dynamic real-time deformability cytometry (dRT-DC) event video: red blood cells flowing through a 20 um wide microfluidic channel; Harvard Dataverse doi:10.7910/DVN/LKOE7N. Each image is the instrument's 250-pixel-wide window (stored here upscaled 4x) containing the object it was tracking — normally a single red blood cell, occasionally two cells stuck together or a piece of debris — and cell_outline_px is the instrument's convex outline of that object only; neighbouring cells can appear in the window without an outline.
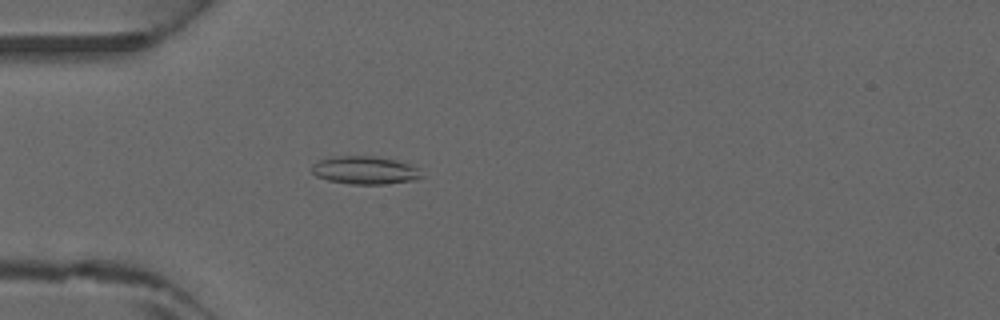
{"species": "common noctule bat (a hibernating species)", "species_latin": "Nyctalus noctula", "temperature_condition": "warm", "stored_images_in_passage": 45, "camera_frame_rate_fps": 3000, "um_per_image_px": 0.085, "animal": {"sex": "male", "forearm_length_mm": 52.5}, "frame": {"image": 1, "passage_image": 13, "time_ms": 4.0, "image_size_px": [1000, 320], "cell_outline_px": [[424, 176], [416, 180], [384, 184], [352, 184], [328, 180], [316, 176], [312, 172], [312, 164], [320, 160], [340, 156], [372, 156], [396, 160], [408, 164], [416, 168]], "centroid_in_image_um": [31.02, 14.48], "position_along_channel_um": 54.0, "area_um2": 17.69}}
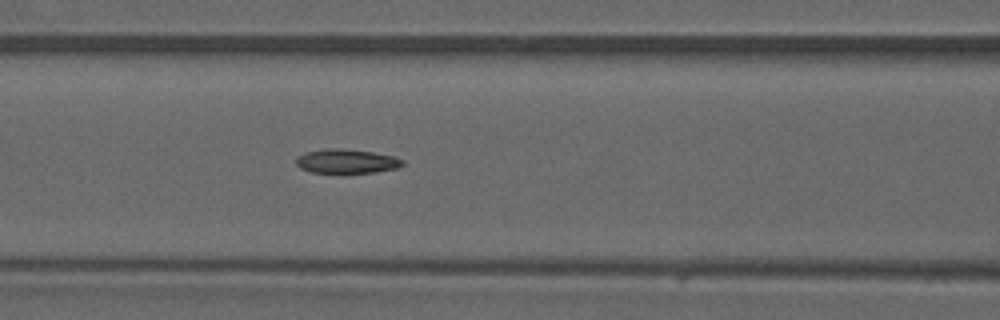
{"frame": {"image": 2, "passage_image": 19, "time_ms": 6.0, "image_size_px": [1000, 320], "cell_outline_px": [[404, 164], [396, 168], [376, 172], [312, 172], [300, 168], [296, 164], [296, 156], [304, 152], [328, 148], [340, 148], [372, 152], [392, 156], [404, 160]], "centroid_in_image_um": [29.42, 13.69], "position_along_channel_um": 137.2, "area_um2": 14.85}}
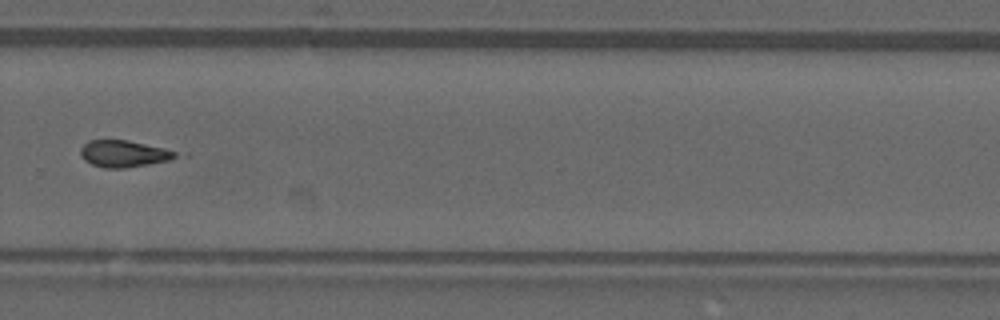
{"frame": {"image": 3, "passage_image": 31, "time_ms": 10.0, "image_size_px": [1000, 320], "cell_outline_px": [[176, 156], [168, 160], [148, 164], [124, 168], [104, 168], [92, 164], [84, 160], [80, 156], [80, 148], [88, 140], [128, 140], [164, 148], [176, 152]], "centroid_in_image_um": [10.45, 13.06], "position_along_channel_um": 319.4, "area_um2": 14.68}}